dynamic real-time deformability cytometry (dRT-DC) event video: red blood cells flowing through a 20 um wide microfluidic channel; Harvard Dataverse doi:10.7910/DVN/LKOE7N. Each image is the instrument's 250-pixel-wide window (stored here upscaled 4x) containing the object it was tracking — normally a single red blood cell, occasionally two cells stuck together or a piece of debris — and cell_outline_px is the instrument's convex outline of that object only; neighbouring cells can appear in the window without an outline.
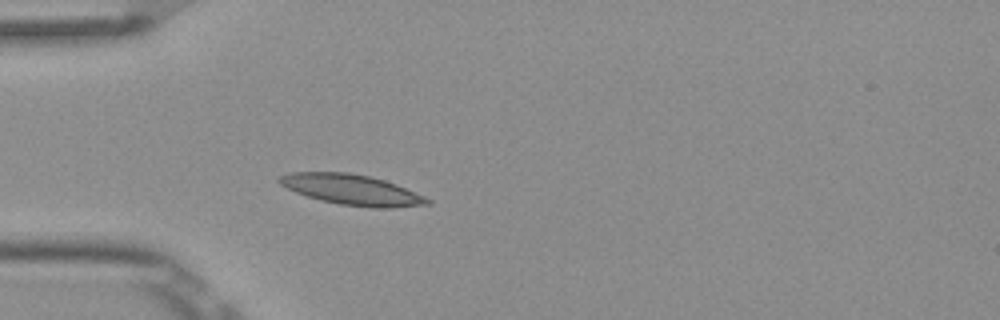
{"species": "Egyptian fruit bat (a non-hibernating species)", "species_latin": "Rousettus aegyptiacus", "temperature_condition": "room temperature", "stored_images_in_passage": 4, "camera_frame_rate_fps": 3000, "um_per_image_px": 0.085, "frame": {"image": 1, "passage_image": 4, "time_ms": 1.0, "image_size_px": [1000, 320], "cell_outline_px": [[432, 204], [392, 208], [372, 208], [340, 204], [320, 200], [296, 192], [280, 184], [276, 180], [280, 176], [292, 172], [348, 172], [368, 176], [384, 180], [396, 184], [424, 196], [432, 200]], "centroid_in_image_um": [29.93, 16.13], "position_along_channel_um": 55.1, "area_um2": 26.18}}